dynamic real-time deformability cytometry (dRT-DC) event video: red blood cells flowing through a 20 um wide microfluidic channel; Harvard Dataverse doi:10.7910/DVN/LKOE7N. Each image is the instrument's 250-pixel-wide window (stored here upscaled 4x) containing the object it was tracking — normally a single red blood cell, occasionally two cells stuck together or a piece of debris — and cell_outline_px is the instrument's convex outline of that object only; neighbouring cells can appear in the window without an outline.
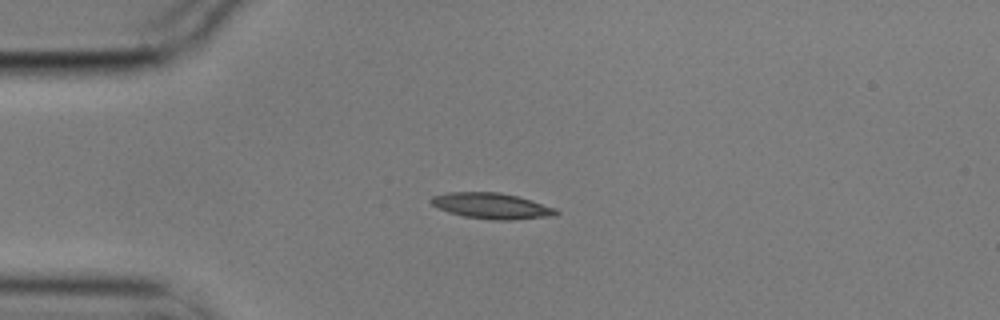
{"species": "common noctule bat (a hibernating species)", "species_latin": "Nyctalus noctula", "temperature_condition": "cold", "stored_images_in_passage": 1, "camera_frame_rate_fps": 3000, "um_per_image_px": 0.085, "animal": {"sex": "male", "body_mass_g": 17.9}, "frame": {"image": 1, "passage_image": 1, "time_ms": 0.0, "image_size_px": [1000, 320], "cell_outline_px": [[560, 212], [556, 216], [512, 220], [496, 220], [464, 216], [448, 212], [432, 204], [428, 200], [432, 196], [448, 192], [500, 192], [532, 200], [556, 208]], "centroid_in_image_um": [41.82, 17.5], "position_along_channel_um": 43.2, "area_um2": 18.9}}